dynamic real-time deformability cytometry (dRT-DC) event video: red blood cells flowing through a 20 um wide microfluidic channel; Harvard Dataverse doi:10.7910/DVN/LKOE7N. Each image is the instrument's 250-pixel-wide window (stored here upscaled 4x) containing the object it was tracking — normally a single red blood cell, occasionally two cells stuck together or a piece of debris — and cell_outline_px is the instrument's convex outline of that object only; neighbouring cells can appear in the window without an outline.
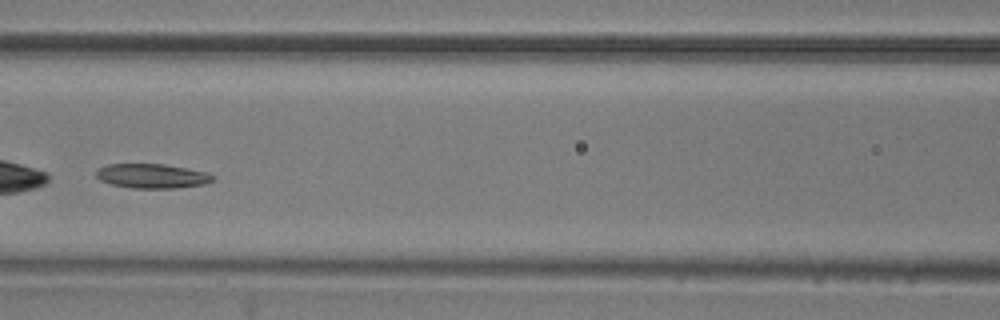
{"species": "common noctule bat (a hibernating species)", "species_latin": "Nyctalus noctula", "temperature_condition": "room temperature", "stored_images_in_passage": 8, "camera_frame_rate_fps": 3000, "um_per_image_px": 0.085, "animal": {"sex": "male", "body_mass_g": 20.5, "forearm_length_mm": 52.5}, "frame": {"image": 1, "passage_image": 4, "time_ms": 1.0, "image_size_px": [1000, 320], "cell_outline_px": [[216, 180], [204, 184], [176, 188], [132, 188], [112, 184], [100, 180], [96, 176], [96, 172], [100, 168], [108, 164], [164, 164], [208, 172], [216, 176]], "centroid_in_image_um": [12.98, 14.96], "position_along_channel_um": 153.6, "area_um2": 16.65}}
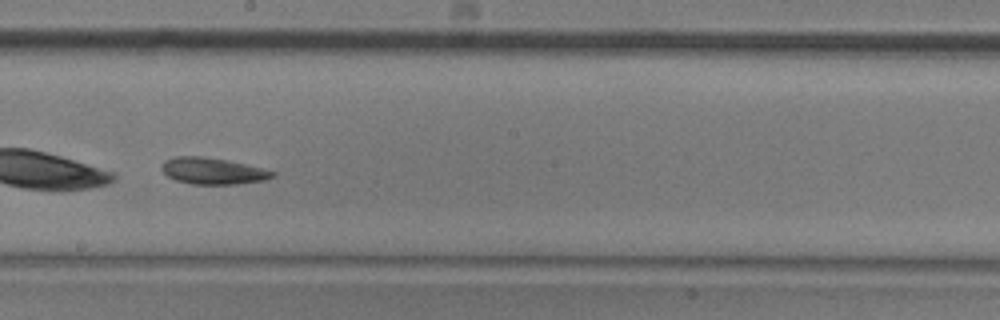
{"frame": {"image": 2, "passage_image": 6, "time_ms": 1.667, "image_size_px": [1000, 320], "cell_outline_px": [[276, 176], [264, 180], [236, 184], [192, 184], [176, 180], [168, 176], [160, 168], [160, 164], [164, 160], [176, 156], [204, 156], [228, 160], [276, 172]], "centroid_in_image_um": [18.05, 14.52], "position_along_channel_um": 230.2, "area_um2": 17.11}}
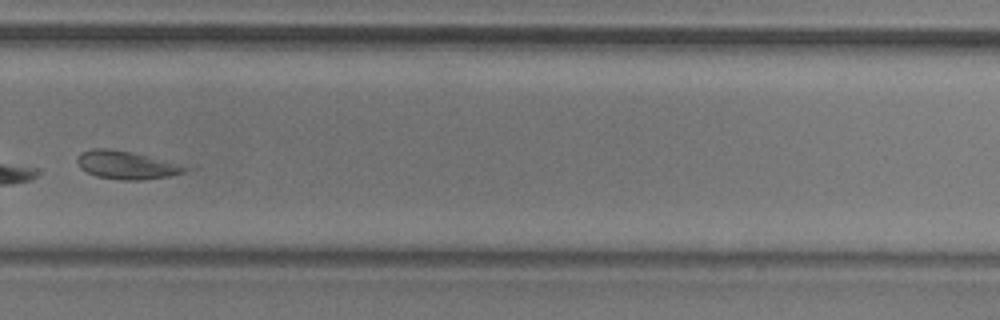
{"frame": {"image": 3, "passage_image": 8, "time_ms": 2.333, "image_size_px": [1000, 320], "cell_outline_px": [[200, 168], [168, 176], [144, 180], [124, 180], [96, 176], [80, 168], [76, 160], [84, 152], [92, 148], [108, 148], [132, 152], [196, 164]], "centroid_in_image_um": [11.03, 14.02], "position_along_channel_um": 318.8, "area_um2": 18.61}}